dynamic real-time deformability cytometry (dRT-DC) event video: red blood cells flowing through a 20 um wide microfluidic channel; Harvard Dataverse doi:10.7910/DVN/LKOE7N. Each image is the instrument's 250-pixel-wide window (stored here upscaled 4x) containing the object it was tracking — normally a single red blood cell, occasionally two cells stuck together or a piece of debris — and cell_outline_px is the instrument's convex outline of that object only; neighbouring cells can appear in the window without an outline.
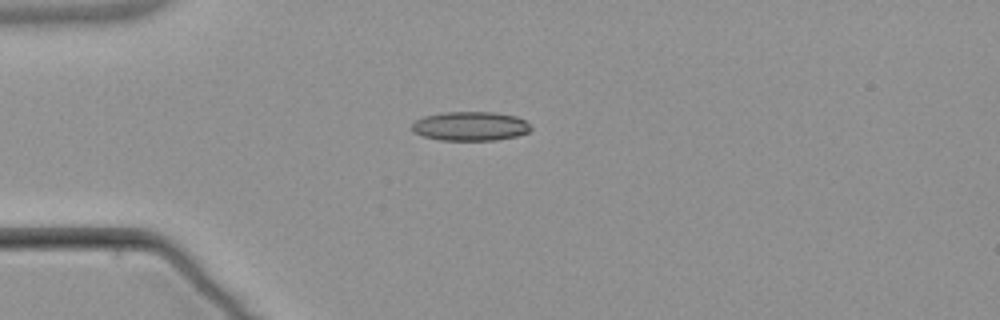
{"species": "common noctule bat (a hibernating species)", "species_latin": "Nyctalus noctula", "temperature_condition": "warm", "stored_images_in_passage": 4, "camera_frame_rate_fps": 3000, "um_per_image_px": 0.085, "animal": {"sex": "male", "body_mass_g": 21.5, "forearm_length_mm": 52.0}, "frame": {"image": 1, "passage_image": 2, "time_ms": 2.333, "image_size_px": [1000, 320], "cell_outline_px": [[532, 128], [528, 132], [516, 136], [496, 140], [440, 140], [424, 136], [412, 132], [412, 124], [416, 120], [424, 116], [444, 112], [496, 112], [516, 116], [524, 120]], "centroid_in_image_um": [39.97, 10.72], "position_along_channel_um": 45.0, "area_um2": 20.17}}
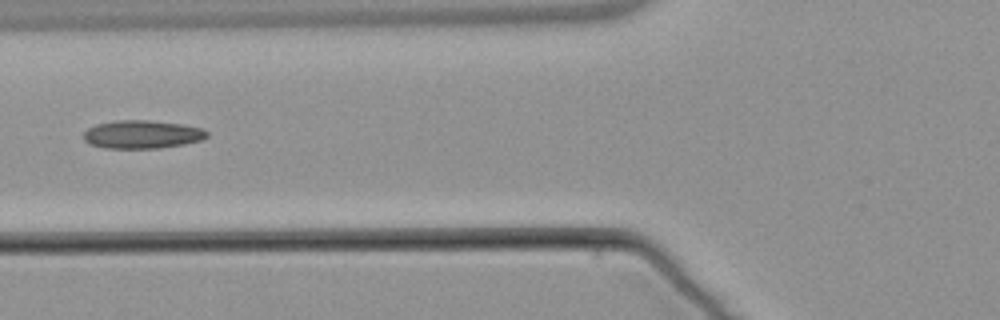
{"frame": {"image": 2, "passage_image": 4, "time_ms": 4.667, "image_size_px": [1000, 320], "cell_outline_px": [[208, 136], [200, 140], [184, 144], [160, 148], [104, 148], [88, 144], [84, 140], [84, 132], [88, 128], [96, 124], [116, 120], [148, 120], [184, 124], [200, 128], [208, 132]], "centroid_in_image_um": [12.06, 11.42], "position_along_channel_um": 113.7, "area_um2": 20.35}}